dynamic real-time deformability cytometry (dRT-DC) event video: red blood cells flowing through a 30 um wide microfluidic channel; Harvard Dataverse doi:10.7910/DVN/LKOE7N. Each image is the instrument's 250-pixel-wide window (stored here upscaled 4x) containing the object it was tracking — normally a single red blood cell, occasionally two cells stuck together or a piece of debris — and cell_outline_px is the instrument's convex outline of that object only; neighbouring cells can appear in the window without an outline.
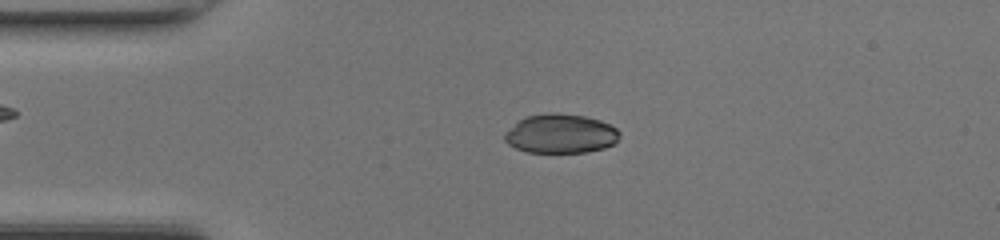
{"species": "common noctule bat (a hibernating species)", "species_latin": "Nyctalus noctula", "temperature_condition": "room temperature", "stored_images_in_passage": 47, "camera_frame_rate_fps": 3000, "um_per_image_px": 0.085, "animal": {"sex": "female", "body_mass_g": 17.0, "forearm_length_mm": 48.0}, "frame": {"image": 1, "passage_image": 10, "time_ms": 3.0, "image_size_px": [1000, 240], "cell_outline_px": [[620, 136], [612, 144], [604, 148], [588, 152], [528, 152], [516, 148], [508, 144], [504, 140], [504, 132], [524, 116], [552, 112], [560, 112], [584, 116], [600, 120], [616, 128], [620, 132]], "centroid_in_image_um": [47.63, 11.35], "position_along_channel_um": 37.4, "area_um2": 26.36}}
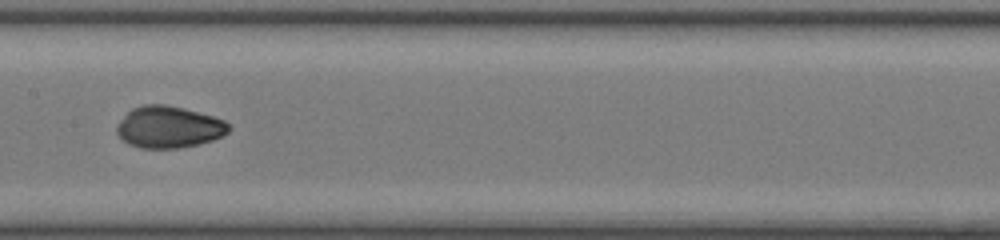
{"frame": {"image": 2, "passage_image": 23, "time_ms": 7.333, "image_size_px": [1000, 240], "cell_outline_px": [[232, 128], [228, 132], [212, 140], [196, 144], [176, 148], [140, 148], [128, 144], [116, 132], [116, 124], [132, 108], [144, 104], [164, 104], [184, 108], [212, 116], [224, 120]], "centroid_in_image_um": [14.32, 10.79], "position_along_channel_um": 193.1, "area_um2": 27.11}}
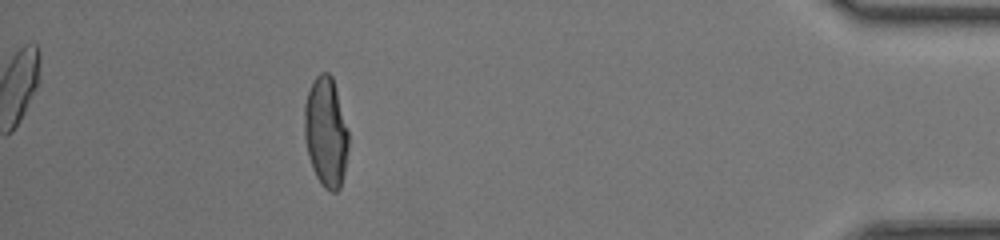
{"frame": {"image": 3, "passage_image": 42, "time_ms": 13.667, "image_size_px": [1000, 240], "cell_outline_px": [[348, 148], [344, 172], [340, 188], [336, 192], [328, 192], [320, 184], [312, 168], [308, 156], [304, 136], [304, 104], [312, 80], [320, 72], [328, 72], [332, 76], [336, 88], [348, 132]], "centroid_in_image_um": [27.68, 11.24], "position_along_channel_um": 407.5, "area_um2": 28.44}, "authors_computed_cell_mechanics": {"area_um2": 26.9926, "velocity_mm_per_s": 4.312, "shape_relaxation_time_tau1_ms": 7.2129, "shape_relaxation_time_tau2_ms": 1.8994, "deformation_change_tau1": 0.2094, "deformation_change_tau2": 0.0329}}